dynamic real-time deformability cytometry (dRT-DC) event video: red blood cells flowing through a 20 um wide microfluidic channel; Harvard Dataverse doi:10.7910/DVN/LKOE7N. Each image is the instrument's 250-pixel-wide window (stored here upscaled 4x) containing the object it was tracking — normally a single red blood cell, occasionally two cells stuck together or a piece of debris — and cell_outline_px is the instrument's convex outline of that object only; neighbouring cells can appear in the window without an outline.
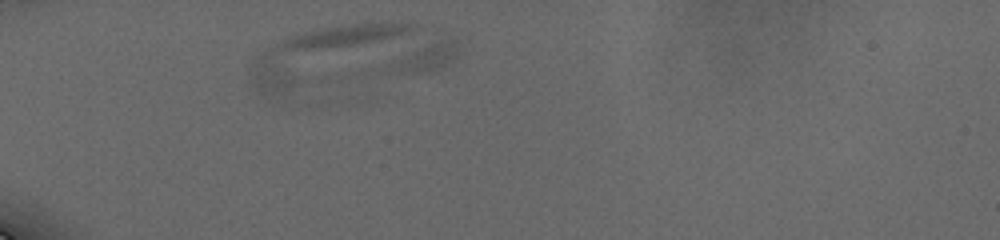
{"species": "human", "species_latin": "Homo sapiens", "temperature_condition": "cold", "stored_images_in_passage": 42, "camera_frame_rate_fps": 3000, "um_per_image_px": 0.085, "donor": {"sex": "male"}, "frame": {"image": 1, "passage_image": 6, "time_ms": 2.0, "image_size_px": [1000, 240], "cell_outline_px": [[456, 52], [444, 64], [436, 68], [416, 72], [340, 80], [320, 80], [324, 76], [440, 28], [456, 40]], "centroid_in_image_um": [34.26, 4.94], "position_along_channel_um": 50.7, "area_um2": 22.48}}
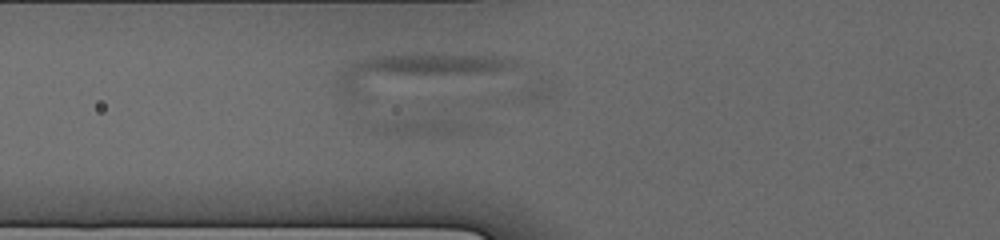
{"frame": {"image": 2, "passage_image": 12, "time_ms": 3.667, "image_size_px": [1000, 240], "cell_outline_px": [[516, 64], [508, 68], [360, 100], [340, 100], [336, 84], [344, 68], [348, 64], [372, 56], [416, 52], [464, 52], [496, 56], [512, 60]], "centroid_in_image_um": [34.99, 6.12], "position_along_channel_um": 90.8, "area_um2": 37.86}}